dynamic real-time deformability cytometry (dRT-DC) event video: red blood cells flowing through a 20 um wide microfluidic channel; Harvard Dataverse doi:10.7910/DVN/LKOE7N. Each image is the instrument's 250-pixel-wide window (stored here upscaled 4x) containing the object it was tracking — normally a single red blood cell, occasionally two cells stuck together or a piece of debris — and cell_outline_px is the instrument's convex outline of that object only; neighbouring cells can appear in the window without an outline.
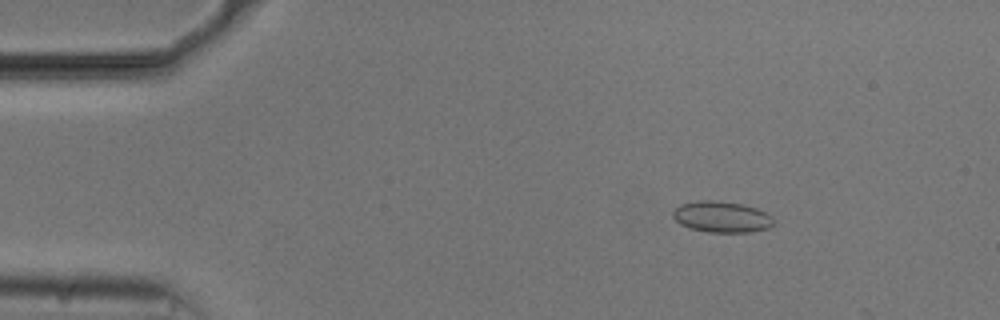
{"species": "common noctule bat (a hibernating species)", "species_latin": "Nyctalus noctula", "temperature_condition": "cold", "stored_images_in_passage": 54, "camera_frame_rate_fps": 3000, "um_per_image_px": 0.085, "animal": {"sex": "male", "body_mass_g": 20.5, "forearm_length_mm": 52.5}, "frame": {"image": 1, "passage_image": 8, "time_ms": 2.333, "image_size_px": [1000, 320], "cell_outline_px": [[776, 220], [768, 228], [748, 232], [708, 232], [688, 228], [680, 224], [672, 216], [672, 212], [680, 204], [700, 200], [712, 200], [744, 204], [756, 208], [772, 216]], "centroid_in_image_um": [61.33, 18.43], "position_along_channel_um": 23.7, "area_um2": 18.32}}
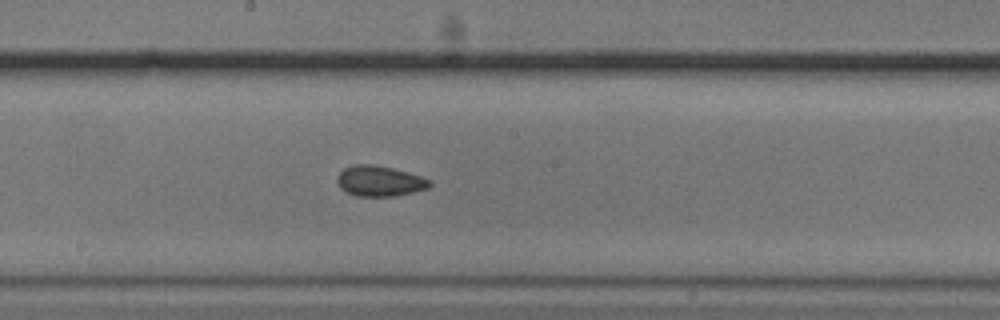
{"frame": {"image": 2, "passage_image": 29, "time_ms": 9.333, "image_size_px": [1000, 320], "cell_outline_px": [[432, 184], [428, 188], [396, 196], [356, 196], [340, 188], [336, 180], [336, 176], [344, 168], [352, 164], [372, 164], [392, 168], [408, 172], [420, 176], [428, 180]], "centroid_in_image_um": [32.22, 15.38], "position_along_channel_um": 216.0, "area_um2": 16.42}}
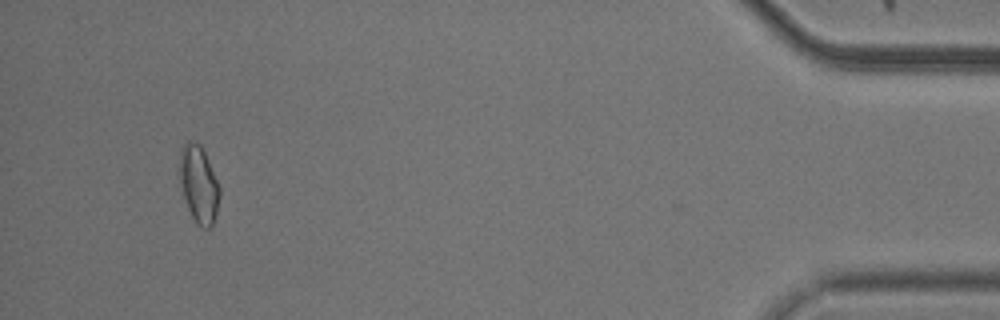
{"frame": {"image": 3, "passage_image": 51, "time_ms": 16.667, "image_size_px": [1000, 320], "cell_outline_px": [[220, 196], [216, 212], [212, 224], [208, 228], [204, 228], [196, 224], [188, 208], [184, 196], [180, 180], [180, 148], [188, 140], [200, 144], [204, 152], [220, 188]], "centroid_in_image_um": [16.89, 15.66], "position_along_channel_um": 418.3, "area_um2": 17.57}, "authors_computed_cell_mechanics": {"area_um2": 16.473, "velocity_mm_per_s": 3.7423, "shape_relaxation_time_tau1_ms": 5.8917, "shape_relaxation_time_tau2_ms": 4.9416, "deformation_change_tau1": 0.0648, "deformation_change_tau2": 0.0945}}